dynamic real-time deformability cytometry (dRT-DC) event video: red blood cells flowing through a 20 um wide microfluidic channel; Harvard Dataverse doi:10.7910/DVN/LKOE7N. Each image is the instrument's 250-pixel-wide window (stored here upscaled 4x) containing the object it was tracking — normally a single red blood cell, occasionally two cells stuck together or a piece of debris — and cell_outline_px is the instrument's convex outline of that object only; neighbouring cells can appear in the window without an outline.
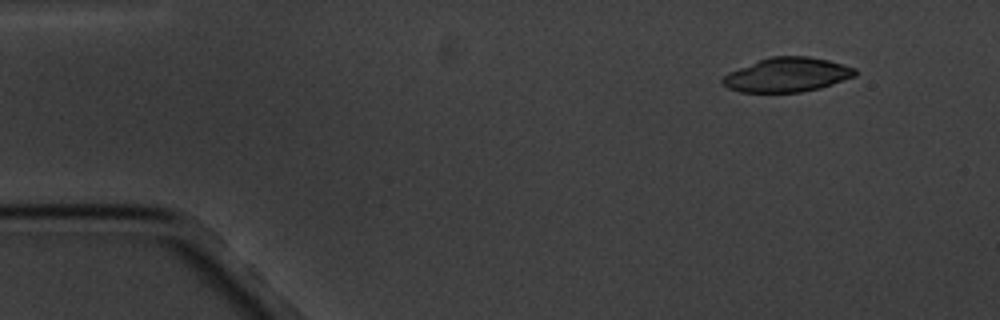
{"species": "common noctule bat (a hibernating species)", "species_latin": "Nyctalus noctula", "temperature_condition": "cold", "stored_images_in_passage": 4, "camera_frame_rate_fps": 3000, "um_per_image_px": 0.085, "animal": {"sex": "male", "body_mass_g": 20.1, "forearm_length_mm": 53.5}, "frame": {"image": 1, "passage_image": 1, "time_ms": 0.0, "image_size_px": [1000, 320], "cell_outline_px": [[856, 76], [820, 88], [800, 92], [740, 92], [728, 88], [720, 80], [728, 72], [760, 60], [772, 56], [808, 56], [828, 60], [844, 64], [856, 68]], "centroid_in_image_um": [66.92, 6.36], "position_along_channel_um": 18.1, "area_um2": 26.36}}
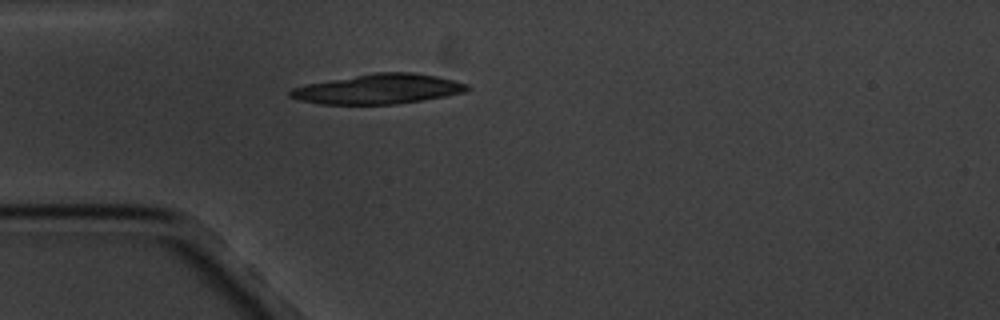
{"frame": {"image": 2, "passage_image": 4, "time_ms": 3.333, "image_size_px": [1000, 320], "cell_outline_px": [[468, 88], [464, 92], [444, 96], [396, 104], [320, 104], [300, 100], [288, 96], [288, 92], [292, 88], [308, 84], [372, 72], [412, 72], [436, 76], [468, 84]], "centroid_in_image_um": [32.12, 7.56], "position_along_channel_um": 52.9, "area_um2": 30.46}}